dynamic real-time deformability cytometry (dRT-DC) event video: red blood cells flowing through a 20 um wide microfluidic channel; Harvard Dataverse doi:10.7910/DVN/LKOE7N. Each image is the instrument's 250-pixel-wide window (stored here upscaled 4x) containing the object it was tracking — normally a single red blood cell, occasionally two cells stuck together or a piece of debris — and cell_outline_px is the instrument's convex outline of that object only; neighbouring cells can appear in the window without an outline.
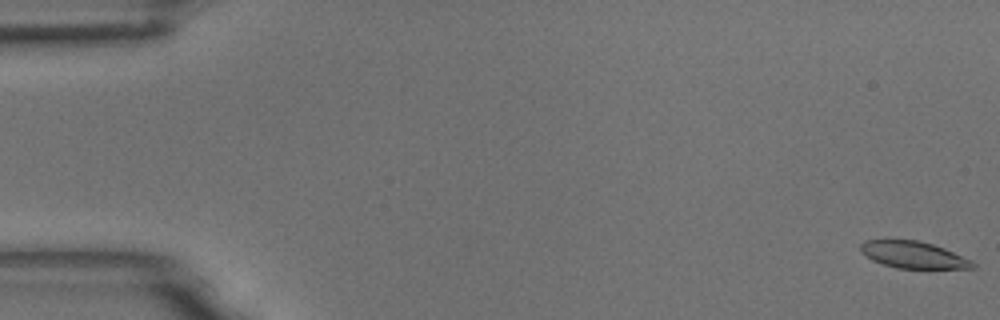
{"species": "common noctule bat (a hibernating species)", "species_latin": "Nyctalus noctula", "temperature_condition": "room temperature", "stored_images_in_passage": 58, "camera_frame_rate_fps": 3000, "um_per_image_px": 0.085, "animal": {"sex": "male", "body_mass_g": 18.8}, "frame": {"image": 1, "passage_image": 1, "time_ms": 0.0, "image_size_px": [1000, 320], "cell_outline_px": [[976, 264], [972, 268], [896, 268], [872, 260], [860, 252], [860, 244], [864, 240], [916, 240], [932, 244], [944, 248], [972, 260]], "centroid_in_image_um": [77.61, 21.65], "position_along_channel_um": 7.4, "area_um2": 17.4}}
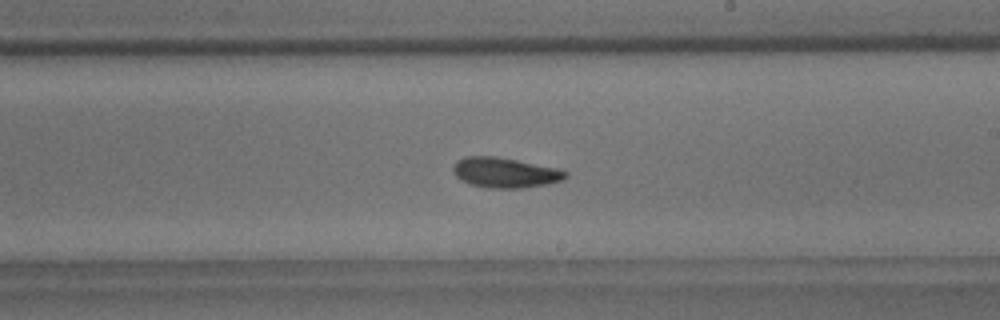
{"frame": {"image": 2, "passage_image": 34, "time_ms": 11.0, "image_size_px": [1000, 320], "cell_outline_px": [[568, 176], [564, 180], [548, 184], [524, 188], [488, 188], [472, 184], [460, 180], [452, 172], [452, 168], [456, 160], [464, 156], [492, 156], [516, 160], [556, 168], [568, 172]], "centroid_in_image_um": [42.91, 14.68], "position_along_channel_um": 246.1, "area_um2": 19.83}}
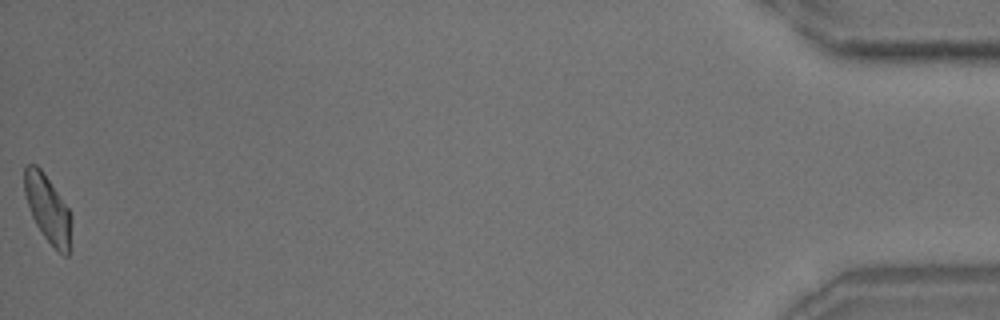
{"frame": {"image": 3, "passage_image": 58, "time_ms": 19.0, "image_size_px": [1000, 320], "cell_outline_px": [[72, 248], [68, 256], [64, 256], [44, 236], [36, 224], [32, 216], [24, 192], [24, 168], [28, 164], [36, 164], [44, 172], [68, 208], [72, 216]], "centroid_in_image_um": [4.1, 17.78], "position_along_channel_um": 431.1, "area_um2": 18.61}, "authors_computed_cell_mechanics": {"area_um2": 19.0451, "velocity_mm_per_s": 3.5262, "shape_relaxation_time_tau1_ms": 4.4206, "shape_relaxation_time_tau2_ms": 6.0108, "deformation_change_tau1": 0.1319, "deformation_change_tau2": 0.126}}